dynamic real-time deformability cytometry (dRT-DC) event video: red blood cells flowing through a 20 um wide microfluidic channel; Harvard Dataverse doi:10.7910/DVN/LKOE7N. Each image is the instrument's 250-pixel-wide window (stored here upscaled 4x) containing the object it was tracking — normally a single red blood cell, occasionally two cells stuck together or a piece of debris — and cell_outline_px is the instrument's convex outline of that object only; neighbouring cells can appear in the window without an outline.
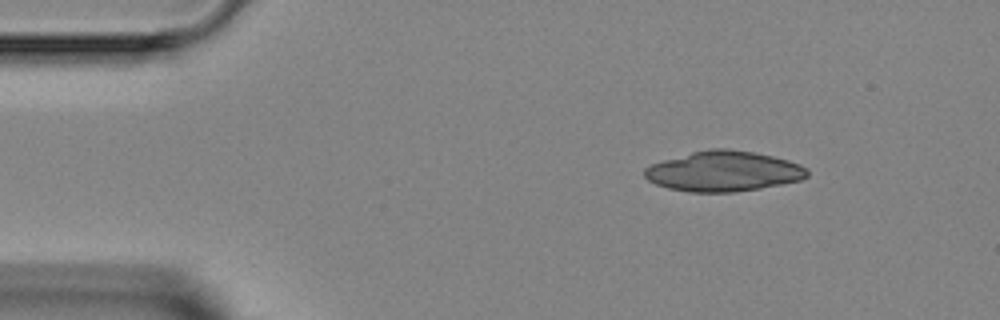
{"species": "Egyptian fruit bat (a non-hibernating species)", "species_latin": "Rousettus aegyptiacus", "temperature_condition": "room temperature", "stored_images_in_passage": 4, "segment_of_instrument_passage": [1, 2], "camera_frame_rate_fps": 3000, "um_per_image_px": 0.085, "animal": {"sex": "female"}, "frame": {"image": 1, "passage_image": 1, "time_ms": 0.0, "image_size_px": [1000, 320], "cell_outline_px": [[808, 176], [800, 180], [760, 188], [736, 192], [688, 192], [668, 188], [656, 184], [648, 180], [644, 176], [644, 168], [652, 164], [664, 160], [692, 152], [708, 148], [728, 148], [752, 152], [772, 156], [788, 160], [800, 164], [808, 168]], "centroid_in_image_um": [61.5, 14.56], "position_along_channel_um": 23.5, "area_um2": 38.15}}